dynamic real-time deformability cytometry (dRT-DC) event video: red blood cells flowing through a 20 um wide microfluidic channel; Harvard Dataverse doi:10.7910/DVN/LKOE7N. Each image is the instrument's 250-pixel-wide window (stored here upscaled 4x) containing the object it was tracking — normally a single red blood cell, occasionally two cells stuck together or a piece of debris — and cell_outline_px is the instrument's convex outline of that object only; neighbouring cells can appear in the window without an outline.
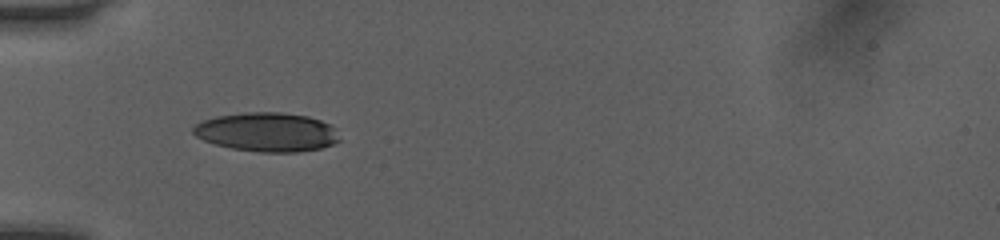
{"species": "human", "species_latin": "Homo sapiens", "temperature_condition": "room temperature", "stored_images_in_passage": 32, "camera_frame_rate_fps": 3000, "um_per_image_px": 0.085, "donor": {"sex": "female"}, "frame": {"image": 1, "passage_image": 1, "time_ms": 0.0, "image_size_px": [1000, 240], "cell_outline_px": [[340, 140], [332, 144], [320, 148], [296, 152], [260, 152], [232, 148], [216, 144], [204, 140], [196, 136], [192, 132], [192, 128], [200, 120], [216, 116], [244, 112], [280, 112], [308, 116], [320, 120], [336, 128]], "centroid_in_image_um": [22.68, 11.21], "position_along_channel_um": 62.3, "area_um2": 33.29}}
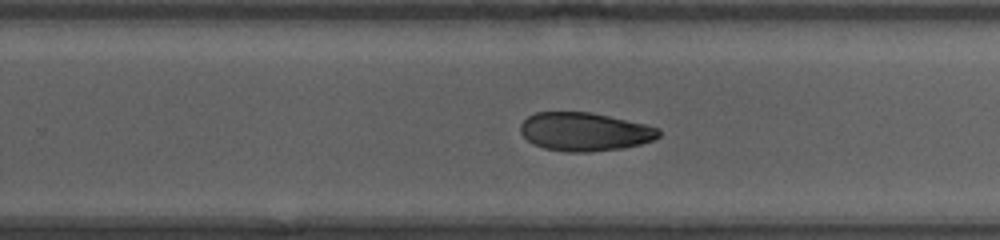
{"frame": {"image": 2, "passage_image": 14, "time_ms": 4.333, "image_size_px": [1000, 240], "cell_outline_px": [[660, 136], [652, 140], [640, 144], [624, 148], [588, 152], [568, 152], [544, 148], [532, 144], [520, 132], [520, 124], [528, 116], [536, 112], [592, 112], [644, 124], [660, 128]], "centroid_in_image_um": [49.68, 11.2], "position_along_channel_um": 280.1, "area_um2": 31.04}}
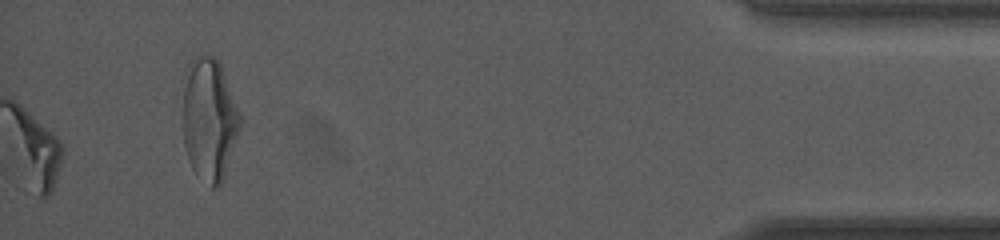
{"frame": {"image": 3, "passage_image": 32, "time_ms": 10.333, "image_size_px": [1000, 240], "cell_outline_px": [[240, 128], [224, 176], [220, 184], [216, 188], [212, 188], [192, 168], [188, 160], [184, 144], [184, 72], [192, 56], [196, 52], [216, 56], [220, 64], [240, 116]], "centroid_in_image_um": [17.76, 10.07], "position_along_channel_um": 417.4, "area_um2": 40.63}, "authors_computed_cell_mechanics": {"area_um2": 32.657, "velocity_mm_per_s": 4.0623, "shape_relaxation_time_tau1_ms": 3.616, "shape_relaxation_time_tau2_ms": null, "deformation_change_tau1": 0.0692, "deformation_change_tau2": null}}